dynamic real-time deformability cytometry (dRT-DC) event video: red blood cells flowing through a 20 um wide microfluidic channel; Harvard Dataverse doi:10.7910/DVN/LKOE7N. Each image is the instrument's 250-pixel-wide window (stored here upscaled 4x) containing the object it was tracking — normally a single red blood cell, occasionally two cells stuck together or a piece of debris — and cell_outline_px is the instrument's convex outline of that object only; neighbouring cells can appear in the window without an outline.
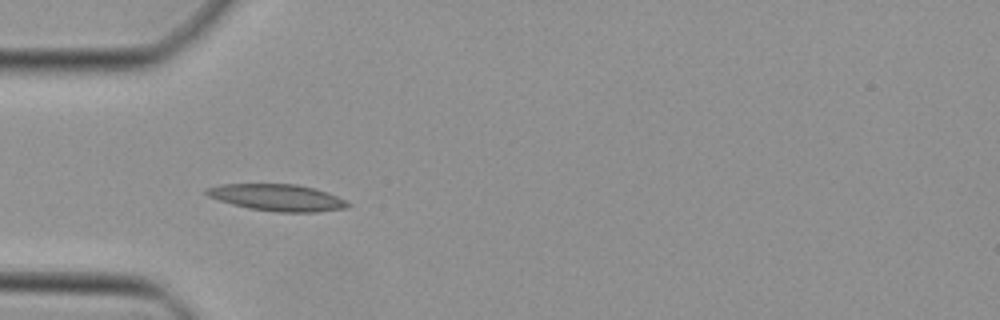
{"species": "Egyptian fruit bat (a non-hibernating species)", "species_latin": "Rousettus aegyptiacus", "temperature_condition": "cold", "stored_images_in_passage": 35, "camera_frame_rate_fps": 3000, "um_per_image_px": 0.085, "animal": {"sex": "female"}, "frame": {"image": 1, "passage_image": 3, "time_ms": 0.667, "image_size_px": [1000, 320], "cell_outline_px": [[352, 204], [348, 208], [316, 212], [276, 212], [252, 208], [232, 204], [208, 196], [204, 192], [204, 188], [220, 184], [296, 184], [316, 188], [336, 196]], "centroid_in_image_um": [23.57, 16.78], "position_along_channel_um": 61.4, "area_um2": 21.96}}
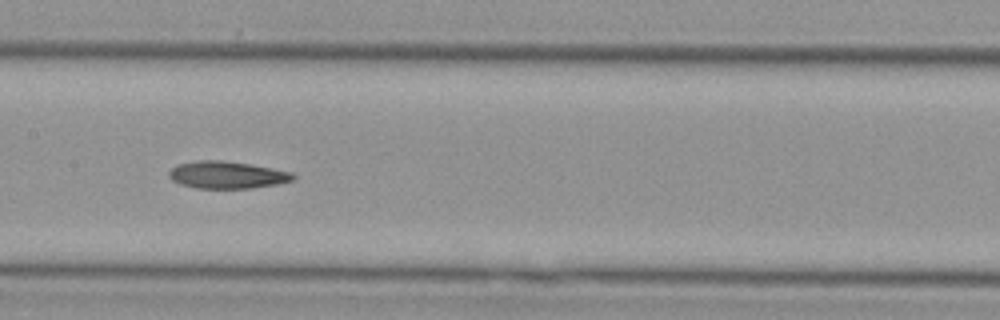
{"frame": {"image": 2, "passage_image": 12, "time_ms": 3.667, "image_size_px": [1000, 320], "cell_outline_px": [[296, 176], [292, 180], [276, 184], [252, 188], [196, 188], [180, 184], [172, 180], [168, 176], [168, 172], [176, 164], [200, 160], [220, 160], [248, 164], [272, 168], [292, 172]], "centroid_in_image_um": [19.26, 14.86], "position_along_channel_um": 188.1, "area_um2": 19.59}}
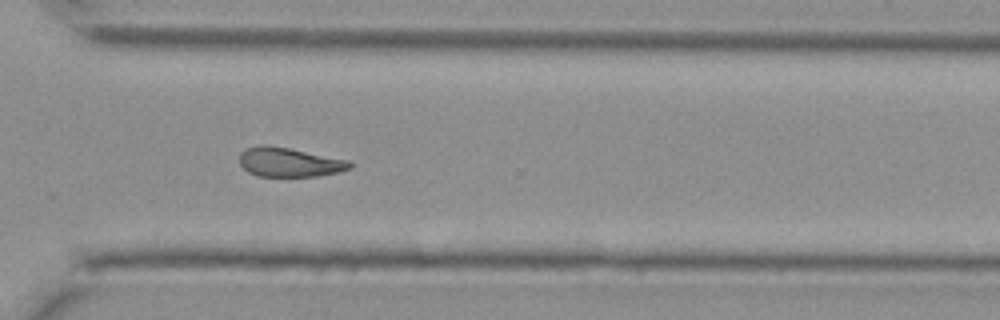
{"frame": {"image": 3, "passage_image": 23, "time_ms": 7.333, "image_size_px": [1000, 320], "cell_outline_px": [[352, 168], [336, 172], [316, 176], [256, 176], [248, 172], [240, 164], [240, 152], [244, 148], [260, 144], [268, 144], [348, 160], [352, 164]], "centroid_in_image_um": [24.53, 13.77], "position_along_channel_um": 346.1, "area_um2": 18.79}}